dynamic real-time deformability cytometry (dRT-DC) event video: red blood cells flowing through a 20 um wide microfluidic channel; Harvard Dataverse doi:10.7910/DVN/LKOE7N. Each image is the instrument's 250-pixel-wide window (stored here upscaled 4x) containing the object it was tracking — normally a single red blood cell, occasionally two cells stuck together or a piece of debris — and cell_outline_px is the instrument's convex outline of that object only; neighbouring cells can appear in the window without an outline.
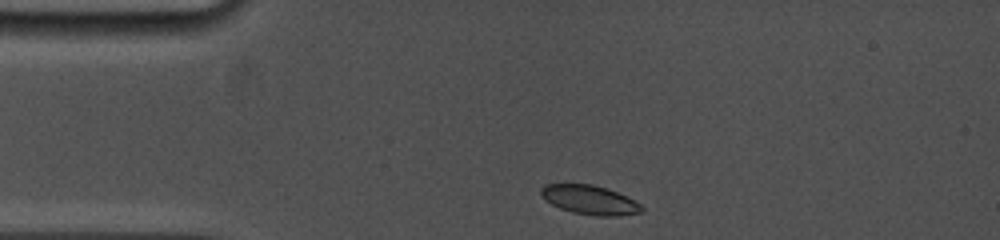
{"species": "common noctule bat (a hibernating species)", "species_latin": "Nyctalus noctula", "temperature_condition": "cold", "stored_images_in_passage": 42, "camera_frame_rate_fps": 5000, "um_per_image_px": 0.085, "animal": {"sex": "female", "body_mass_g": 19.0, "forearm_length_mm": 53.3}, "frame": {"image": 1, "passage_image": 1, "time_ms": 0.0, "image_size_px": [1000, 240], "cell_outline_px": [[644, 212], [616, 216], [596, 216], [572, 212], [560, 208], [552, 204], [540, 196], [540, 188], [544, 184], [592, 184], [616, 192], [640, 204], [644, 208]], "centroid_in_image_um": [50.09, 17.0], "position_along_channel_um": 34.9, "area_um2": 16.99}}
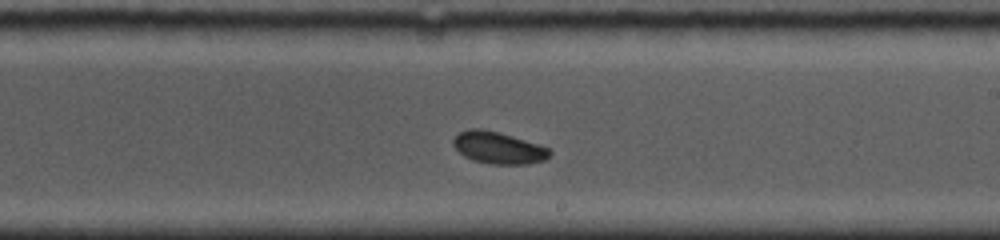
{"frame": {"image": 2, "passage_image": 24, "time_ms": 6.4, "image_size_px": [1000, 240], "cell_outline_px": [[552, 152], [544, 160], [528, 164], [488, 164], [472, 160], [464, 156], [452, 144], [452, 140], [460, 132], [468, 128], [484, 128], [500, 132], [548, 148]], "centroid_in_image_um": [42.32, 12.56], "position_along_channel_um": 246.7, "area_um2": 17.92}}
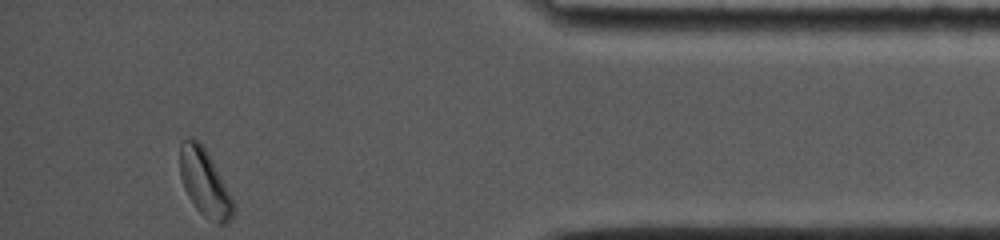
{"frame": {"image": 3, "passage_image": 42, "time_ms": 11.6, "image_size_px": [1000, 240], "cell_outline_px": [[236, 208], [228, 224], [216, 224], [208, 220], [196, 208], [188, 196], [184, 188], [180, 176], [180, 144], [184, 140], [192, 136], [208, 152], [236, 204]], "centroid_in_image_um": [17.42, 15.58], "position_along_channel_um": 417.8, "area_um2": 21.04}}